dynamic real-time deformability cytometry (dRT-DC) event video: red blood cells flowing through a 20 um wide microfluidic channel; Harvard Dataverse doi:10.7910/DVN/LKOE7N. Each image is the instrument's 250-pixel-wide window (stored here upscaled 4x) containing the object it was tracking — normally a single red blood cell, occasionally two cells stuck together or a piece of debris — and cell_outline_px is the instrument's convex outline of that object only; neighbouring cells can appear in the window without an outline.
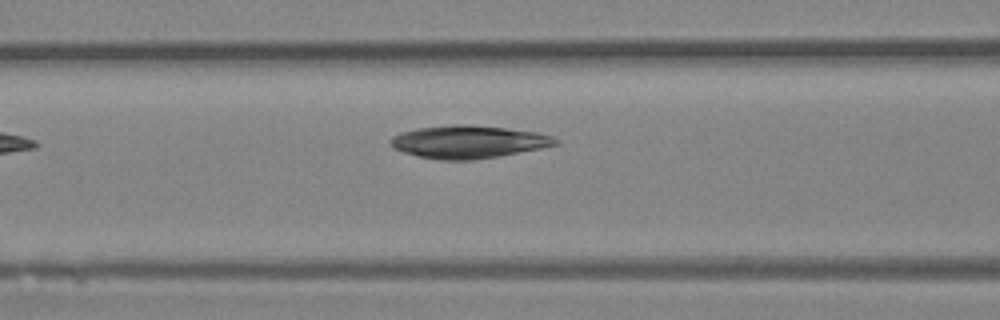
{"species": "Egyptian fruit bat (a non-hibernating species)", "species_latin": "Rousettus aegyptiacus", "temperature_condition": "room temperature", "stored_images_in_passage": 3, "camera_frame_rate_fps": 3000, "um_per_image_px": 0.085, "animal": {"sex": "female"}, "frame": {"image": 1, "passage_image": 3, "time_ms": 2.333, "image_size_px": [1000, 320], "cell_outline_px": [[560, 144], [540, 148], [496, 156], [472, 160], [440, 160], [416, 156], [392, 148], [388, 140], [392, 136], [400, 132], [416, 128], [452, 124], [468, 124], [504, 128], [536, 132], [552, 136], [560, 140]], "centroid_in_image_um": [39.75, 12.05], "position_along_channel_um": 126.8, "area_um2": 31.56}}